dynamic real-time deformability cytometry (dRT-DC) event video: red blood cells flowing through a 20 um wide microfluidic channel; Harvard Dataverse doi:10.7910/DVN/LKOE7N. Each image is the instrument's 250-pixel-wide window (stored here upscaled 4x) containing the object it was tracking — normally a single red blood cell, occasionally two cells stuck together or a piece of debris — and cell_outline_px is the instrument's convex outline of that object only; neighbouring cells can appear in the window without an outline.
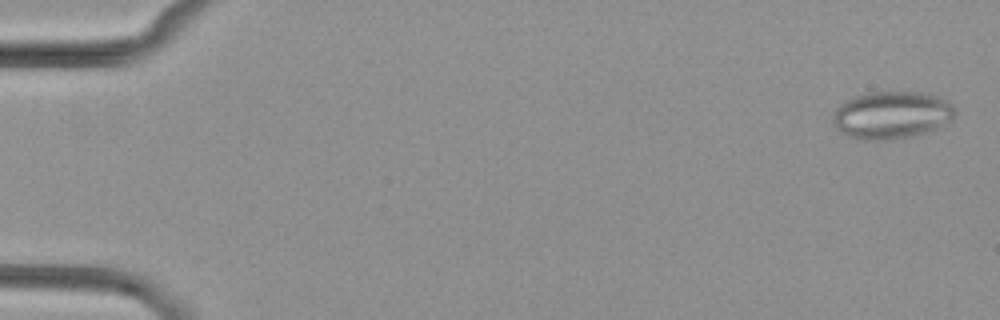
{"species": "common noctule bat (a hibernating species)", "species_latin": "Nyctalus noctula", "temperature_condition": "cold", "stored_images_in_passage": 5, "camera_frame_rate_fps": 3000, "um_per_image_px": 0.085, "animal": {"sex": "female", "body_mass_g": 29.2, "forearm_length_mm": 56.3}, "frame": {"image": 1, "passage_image": 1, "time_ms": 0.0, "image_size_px": [1000, 320], "cell_outline_px": [[956, 112], [952, 120], [940, 128], [912, 136], [888, 140], [860, 140], [848, 136], [836, 128], [832, 120], [832, 116], [836, 108], [840, 104], [856, 96], [872, 92], [916, 92], [936, 96], [948, 100], [956, 108]], "centroid_in_image_um": [75.82, 9.79], "position_along_channel_um": 9.2, "area_um2": 33.99}}